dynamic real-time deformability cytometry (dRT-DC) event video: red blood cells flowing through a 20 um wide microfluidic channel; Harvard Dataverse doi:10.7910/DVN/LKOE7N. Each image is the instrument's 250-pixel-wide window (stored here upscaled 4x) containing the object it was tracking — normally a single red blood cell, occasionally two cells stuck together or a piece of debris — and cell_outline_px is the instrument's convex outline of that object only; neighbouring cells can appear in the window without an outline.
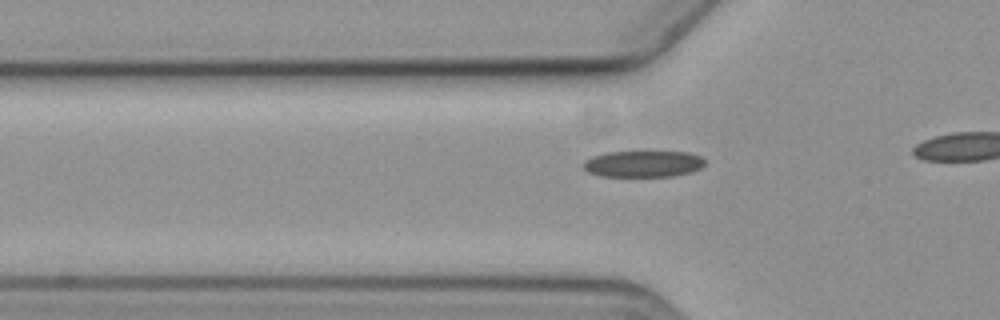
{"species": "common noctule bat (a hibernating species)", "species_latin": "Nyctalus noctula", "temperature_condition": "cold", "stored_images_in_passage": 4, "camera_frame_rate_fps": 3000, "um_per_image_px": 0.085, "animal": {"sex": "female", "body_mass_g": 19.3, "forearm_length_mm": 54.1}, "frame": {"image": 1, "passage_image": 4, "time_ms": 3.667, "image_size_px": [1000, 320], "cell_outline_px": [[704, 164], [700, 168], [692, 172], [672, 176], [600, 176], [588, 172], [584, 168], [584, 160], [592, 156], [608, 152], [688, 152], [700, 156], [704, 160]], "centroid_in_image_um": [54.66, 13.93], "position_along_channel_um": 71.1, "area_um2": 18.61}}